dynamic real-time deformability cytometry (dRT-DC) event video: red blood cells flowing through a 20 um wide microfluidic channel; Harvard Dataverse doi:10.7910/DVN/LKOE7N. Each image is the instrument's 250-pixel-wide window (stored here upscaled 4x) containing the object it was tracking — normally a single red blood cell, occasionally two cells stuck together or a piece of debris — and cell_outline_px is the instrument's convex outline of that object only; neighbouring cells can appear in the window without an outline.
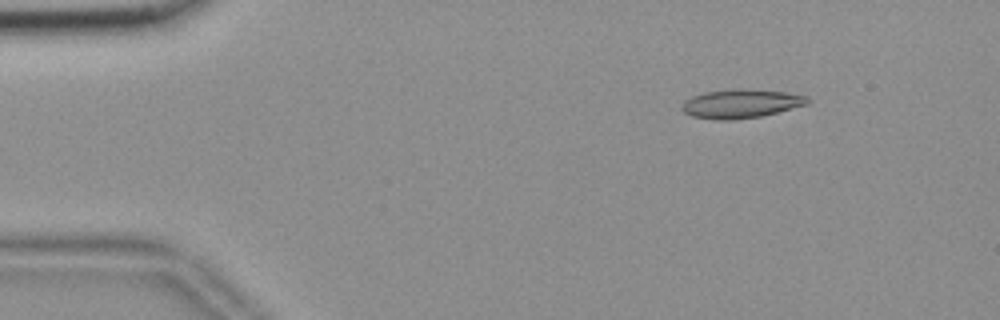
{"species": "common noctule bat (a hibernating species)", "species_latin": "Nyctalus noctula", "temperature_condition": "room temperature", "stored_images_in_passage": 55, "camera_frame_rate_fps": 3000, "um_per_image_px": 0.085, "animal": {"sex": "female", "body_mass_g": 18.4}, "frame": {"image": 1, "passage_image": 7, "time_ms": 2.0, "image_size_px": [1000, 320], "cell_outline_px": [[808, 104], [760, 116], [732, 120], [716, 120], [692, 116], [684, 112], [680, 108], [684, 100], [692, 96], [704, 92], [732, 88], [744, 88], [784, 92], [808, 96]], "centroid_in_image_um": [62.93, 8.8], "position_along_channel_um": 22.1, "area_um2": 21.15}}
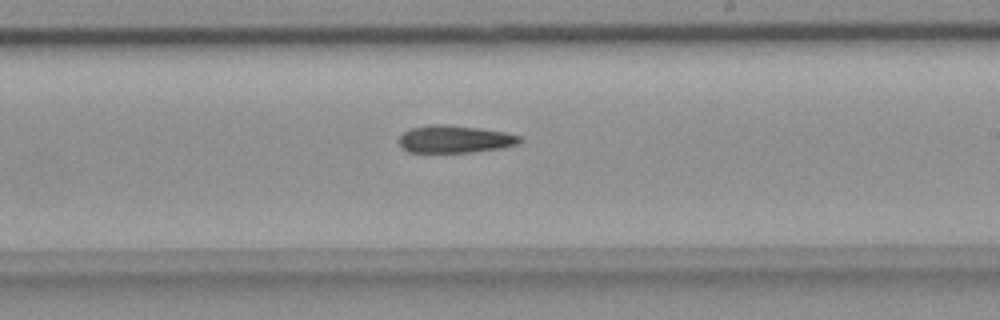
{"frame": {"image": 2, "passage_image": 32, "time_ms": 10.333, "image_size_px": [1000, 320], "cell_outline_px": [[524, 140], [516, 144], [500, 148], [468, 152], [408, 152], [400, 144], [400, 136], [404, 132], [412, 128], [428, 124], [448, 124], [504, 132], [520, 136]], "centroid_in_image_um": [38.65, 11.82], "position_along_channel_um": 250.3, "area_um2": 19.07}}
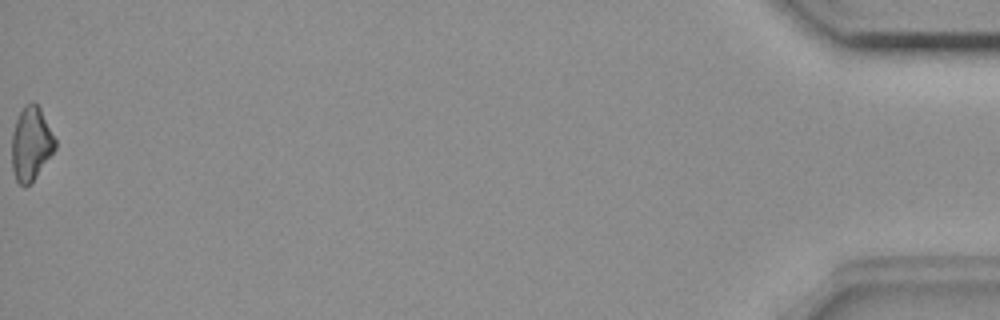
{"frame": {"image": 3, "passage_image": 55, "time_ms": 18.0, "image_size_px": [1000, 320], "cell_outline_px": [[56, 148], [36, 176], [28, 184], [20, 184], [16, 180], [12, 168], [12, 132], [16, 120], [24, 104], [32, 100], [40, 108], [56, 140]], "centroid_in_image_um": [2.63, 12.17], "position_along_channel_um": 432.6, "area_um2": 18.38}}